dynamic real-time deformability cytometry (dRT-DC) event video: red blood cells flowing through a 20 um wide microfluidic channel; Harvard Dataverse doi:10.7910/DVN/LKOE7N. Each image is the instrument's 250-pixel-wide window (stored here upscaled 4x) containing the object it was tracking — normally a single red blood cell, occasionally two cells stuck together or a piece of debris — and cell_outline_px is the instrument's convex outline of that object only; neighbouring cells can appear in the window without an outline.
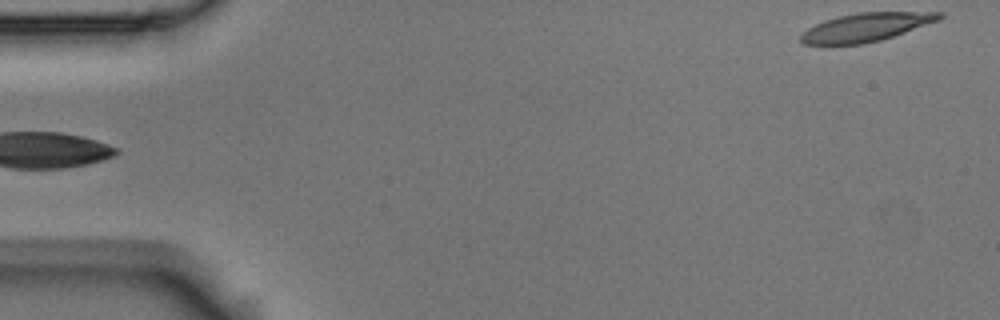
{"species": "Egyptian fruit bat (a non-hibernating species)", "species_latin": "Rousettus aegyptiacus", "temperature_condition": "room temperature", "stored_images_in_passage": 5, "segment_of_instrument_passage": [2, 2], "camera_frame_rate_fps": 3000, "um_per_image_px": 0.085, "animal": {"sex": "male"}, "frame": {"image": 1, "passage_image": 5, "time_ms": 1.333, "image_size_px": [1000, 320], "cell_outline_px": [[944, 16], [940, 20], [880, 40], [864, 44], [804, 44], [800, 40], [800, 36], [808, 28], [824, 20], [840, 16], [860, 12], [944, 12]], "centroid_in_image_um": [73.63, 2.3], "position_along_channel_um": 11.4, "area_um2": 22.66}}